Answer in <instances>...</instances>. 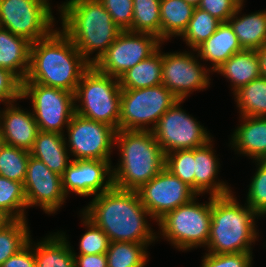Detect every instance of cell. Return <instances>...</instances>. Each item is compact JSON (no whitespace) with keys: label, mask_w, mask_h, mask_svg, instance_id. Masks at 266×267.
<instances>
[{"label":"cell","mask_w":266,"mask_h":267,"mask_svg":"<svg viewBox=\"0 0 266 267\" xmlns=\"http://www.w3.org/2000/svg\"><path fill=\"white\" fill-rule=\"evenodd\" d=\"M184 100L174 103L158 120L152 133L164 154L205 145L212 138L196 118L180 106Z\"/></svg>","instance_id":"cell-11"},{"label":"cell","mask_w":266,"mask_h":267,"mask_svg":"<svg viewBox=\"0 0 266 267\" xmlns=\"http://www.w3.org/2000/svg\"><path fill=\"white\" fill-rule=\"evenodd\" d=\"M107 235L110 242L153 243L157 232L146 219L150 213L137 191L112 186L96 195L81 211Z\"/></svg>","instance_id":"cell-1"},{"label":"cell","mask_w":266,"mask_h":267,"mask_svg":"<svg viewBox=\"0 0 266 267\" xmlns=\"http://www.w3.org/2000/svg\"><path fill=\"white\" fill-rule=\"evenodd\" d=\"M66 130L72 160H111L117 132L114 127L74 113Z\"/></svg>","instance_id":"cell-13"},{"label":"cell","mask_w":266,"mask_h":267,"mask_svg":"<svg viewBox=\"0 0 266 267\" xmlns=\"http://www.w3.org/2000/svg\"><path fill=\"white\" fill-rule=\"evenodd\" d=\"M29 243L19 252L9 257L0 267H36L34 256V241Z\"/></svg>","instance_id":"cell-43"},{"label":"cell","mask_w":266,"mask_h":267,"mask_svg":"<svg viewBox=\"0 0 266 267\" xmlns=\"http://www.w3.org/2000/svg\"><path fill=\"white\" fill-rule=\"evenodd\" d=\"M211 142L213 143V139L195 148L194 191L198 195L207 192L214 197L224 196L232 193V189L224 181H217L220 163Z\"/></svg>","instance_id":"cell-19"},{"label":"cell","mask_w":266,"mask_h":267,"mask_svg":"<svg viewBox=\"0 0 266 267\" xmlns=\"http://www.w3.org/2000/svg\"><path fill=\"white\" fill-rule=\"evenodd\" d=\"M27 208L23 183L0 176V210L13 220H27Z\"/></svg>","instance_id":"cell-32"},{"label":"cell","mask_w":266,"mask_h":267,"mask_svg":"<svg viewBox=\"0 0 266 267\" xmlns=\"http://www.w3.org/2000/svg\"><path fill=\"white\" fill-rule=\"evenodd\" d=\"M256 53L259 61L260 74L266 79V44L257 49Z\"/></svg>","instance_id":"cell-45"},{"label":"cell","mask_w":266,"mask_h":267,"mask_svg":"<svg viewBox=\"0 0 266 267\" xmlns=\"http://www.w3.org/2000/svg\"><path fill=\"white\" fill-rule=\"evenodd\" d=\"M240 4H244V0H237Z\"/></svg>","instance_id":"cell-49"},{"label":"cell","mask_w":266,"mask_h":267,"mask_svg":"<svg viewBox=\"0 0 266 267\" xmlns=\"http://www.w3.org/2000/svg\"><path fill=\"white\" fill-rule=\"evenodd\" d=\"M115 146L121 156L112 166L113 186L118 189L137 191L165 167V154L152 131L118 130Z\"/></svg>","instance_id":"cell-4"},{"label":"cell","mask_w":266,"mask_h":267,"mask_svg":"<svg viewBox=\"0 0 266 267\" xmlns=\"http://www.w3.org/2000/svg\"><path fill=\"white\" fill-rule=\"evenodd\" d=\"M233 194L211 196L207 253H253L252 245L259 237L255 219L260 216L246 203L241 205Z\"/></svg>","instance_id":"cell-5"},{"label":"cell","mask_w":266,"mask_h":267,"mask_svg":"<svg viewBox=\"0 0 266 267\" xmlns=\"http://www.w3.org/2000/svg\"><path fill=\"white\" fill-rule=\"evenodd\" d=\"M163 52L159 49L122 74L118 80L121 90L154 87L162 84Z\"/></svg>","instance_id":"cell-27"},{"label":"cell","mask_w":266,"mask_h":267,"mask_svg":"<svg viewBox=\"0 0 266 267\" xmlns=\"http://www.w3.org/2000/svg\"><path fill=\"white\" fill-rule=\"evenodd\" d=\"M242 7L239 4L228 22L242 49L257 50L266 44V10L238 16Z\"/></svg>","instance_id":"cell-24"},{"label":"cell","mask_w":266,"mask_h":267,"mask_svg":"<svg viewBox=\"0 0 266 267\" xmlns=\"http://www.w3.org/2000/svg\"><path fill=\"white\" fill-rule=\"evenodd\" d=\"M152 243L110 242L106 251L108 267H145L147 248Z\"/></svg>","instance_id":"cell-30"},{"label":"cell","mask_w":266,"mask_h":267,"mask_svg":"<svg viewBox=\"0 0 266 267\" xmlns=\"http://www.w3.org/2000/svg\"><path fill=\"white\" fill-rule=\"evenodd\" d=\"M137 193L141 203L156 222L198 195L165 167L148 183L143 184Z\"/></svg>","instance_id":"cell-14"},{"label":"cell","mask_w":266,"mask_h":267,"mask_svg":"<svg viewBox=\"0 0 266 267\" xmlns=\"http://www.w3.org/2000/svg\"><path fill=\"white\" fill-rule=\"evenodd\" d=\"M29 230L27 220H12L0 230V266L29 243Z\"/></svg>","instance_id":"cell-34"},{"label":"cell","mask_w":266,"mask_h":267,"mask_svg":"<svg viewBox=\"0 0 266 267\" xmlns=\"http://www.w3.org/2000/svg\"><path fill=\"white\" fill-rule=\"evenodd\" d=\"M214 72L220 73L230 81L234 94L241 87L261 76L256 50L243 49L232 55Z\"/></svg>","instance_id":"cell-26"},{"label":"cell","mask_w":266,"mask_h":267,"mask_svg":"<svg viewBox=\"0 0 266 267\" xmlns=\"http://www.w3.org/2000/svg\"><path fill=\"white\" fill-rule=\"evenodd\" d=\"M1 115H2V111H0V133H1Z\"/></svg>","instance_id":"cell-48"},{"label":"cell","mask_w":266,"mask_h":267,"mask_svg":"<svg viewBox=\"0 0 266 267\" xmlns=\"http://www.w3.org/2000/svg\"><path fill=\"white\" fill-rule=\"evenodd\" d=\"M90 66L71 39L57 28L48 37L31 43L29 70L21 83H38L75 93L82 74Z\"/></svg>","instance_id":"cell-2"},{"label":"cell","mask_w":266,"mask_h":267,"mask_svg":"<svg viewBox=\"0 0 266 267\" xmlns=\"http://www.w3.org/2000/svg\"><path fill=\"white\" fill-rule=\"evenodd\" d=\"M198 196L168 212L157 222L160 236L178 250L188 251L198 246L206 247L208 244L211 228V196L206 203L196 202Z\"/></svg>","instance_id":"cell-7"},{"label":"cell","mask_w":266,"mask_h":267,"mask_svg":"<svg viewBox=\"0 0 266 267\" xmlns=\"http://www.w3.org/2000/svg\"><path fill=\"white\" fill-rule=\"evenodd\" d=\"M195 7L184 0L160 1V40L179 37L186 30Z\"/></svg>","instance_id":"cell-28"},{"label":"cell","mask_w":266,"mask_h":267,"mask_svg":"<svg viewBox=\"0 0 266 267\" xmlns=\"http://www.w3.org/2000/svg\"><path fill=\"white\" fill-rule=\"evenodd\" d=\"M30 46L26 38L0 28V68L9 70L23 82L29 70Z\"/></svg>","instance_id":"cell-22"},{"label":"cell","mask_w":266,"mask_h":267,"mask_svg":"<svg viewBox=\"0 0 266 267\" xmlns=\"http://www.w3.org/2000/svg\"><path fill=\"white\" fill-rule=\"evenodd\" d=\"M177 101L163 84L121 90L119 130L152 131L161 116Z\"/></svg>","instance_id":"cell-8"},{"label":"cell","mask_w":266,"mask_h":267,"mask_svg":"<svg viewBox=\"0 0 266 267\" xmlns=\"http://www.w3.org/2000/svg\"><path fill=\"white\" fill-rule=\"evenodd\" d=\"M2 144V137H1V133H0V145Z\"/></svg>","instance_id":"cell-50"},{"label":"cell","mask_w":266,"mask_h":267,"mask_svg":"<svg viewBox=\"0 0 266 267\" xmlns=\"http://www.w3.org/2000/svg\"><path fill=\"white\" fill-rule=\"evenodd\" d=\"M120 100L118 78L103 74L91 65L82 74L74 93L75 113L108 124L118 131Z\"/></svg>","instance_id":"cell-6"},{"label":"cell","mask_w":266,"mask_h":267,"mask_svg":"<svg viewBox=\"0 0 266 267\" xmlns=\"http://www.w3.org/2000/svg\"><path fill=\"white\" fill-rule=\"evenodd\" d=\"M75 267H108L107 258L105 254H79L74 252Z\"/></svg>","instance_id":"cell-44"},{"label":"cell","mask_w":266,"mask_h":267,"mask_svg":"<svg viewBox=\"0 0 266 267\" xmlns=\"http://www.w3.org/2000/svg\"><path fill=\"white\" fill-rule=\"evenodd\" d=\"M239 4L237 0H202L198 8L208 12L220 22H228Z\"/></svg>","instance_id":"cell-42"},{"label":"cell","mask_w":266,"mask_h":267,"mask_svg":"<svg viewBox=\"0 0 266 267\" xmlns=\"http://www.w3.org/2000/svg\"><path fill=\"white\" fill-rule=\"evenodd\" d=\"M240 116L266 117V79L252 80L234 93Z\"/></svg>","instance_id":"cell-29"},{"label":"cell","mask_w":266,"mask_h":267,"mask_svg":"<svg viewBox=\"0 0 266 267\" xmlns=\"http://www.w3.org/2000/svg\"><path fill=\"white\" fill-rule=\"evenodd\" d=\"M65 136L39 131L30 151L31 156L41 160L51 171L61 176L72 161Z\"/></svg>","instance_id":"cell-23"},{"label":"cell","mask_w":266,"mask_h":267,"mask_svg":"<svg viewBox=\"0 0 266 267\" xmlns=\"http://www.w3.org/2000/svg\"><path fill=\"white\" fill-rule=\"evenodd\" d=\"M194 54L187 51L163 53L162 84L178 100H186L192 92L203 91L210 85L211 70L201 65L198 54L197 57Z\"/></svg>","instance_id":"cell-15"},{"label":"cell","mask_w":266,"mask_h":267,"mask_svg":"<svg viewBox=\"0 0 266 267\" xmlns=\"http://www.w3.org/2000/svg\"><path fill=\"white\" fill-rule=\"evenodd\" d=\"M49 0H0V28L33 43L55 29Z\"/></svg>","instance_id":"cell-9"},{"label":"cell","mask_w":266,"mask_h":267,"mask_svg":"<svg viewBox=\"0 0 266 267\" xmlns=\"http://www.w3.org/2000/svg\"><path fill=\"white\" fill-rule=\"evenodd\" d=\"M83 226L87 231L81 235L79 242V254H105L109 249L110 240L107 235L88 219L82 212L80 213Z\"/></svg>","instance_id":"cell-38"},{"label":"cell","mask_w":266,"mask_h":267,"mask_svg":"<svg viewBox=\"0 0 266 267\" xmlns=\"http://www.w3.org/2000/svg\"><path fill=\"white\" fill-rule=\"evenodd\" d=\"M257 170L249 184L246 204L260 217L266 215V160L253 161Z\"/></svg>","instance_id":"cell-37"},{"label":"cell","mask_w":266,"mask_h":267,"mask_svg":"<svg viewBox=\"0 0 266 267\" xmlns=\"http://www.w3.org/2000/svg\"><path fill=\"white\" fill-rule=\"evenodd\" d=\"M162 43L157 36L150 33L121 31L93 66L103 74L119 78L131 67L149 58Z\"/></svg>","instance_id":"cell-12"},{"label":"cell","mask_w":266,"mask_h":267,"mask_svg":"<svg viewBox=\"0 0 266 267\" xmlns=\"http://www.w3.org/2000/svg\"><path fill=\"white\" fill-rule=\"evenodd\" d=\"M113 22L122 30H129L133 20V0H100Z\"/></svg>","instance_id":"cell-40"},{"label":"cell","mask_w":266,"mask_h":267,"mask_svg":"<svg viewBox=\"0 0 266 267\" xmlns=\"http://www.w3.org/2000/svg\"><path fill=\"white\" fill-rule=\"evenodd\" d=\"M62 31L93 65L122 31L100 0H67L58 7ZM97 53L91 58L93 53Z\"/></svg>","instance_id":"cell-3"},{"label":"cell","mask_w":266,"mask_h":267,"mask_svg":"<svg viewBox=\"0 0 266 267\" xmlns=\"http://www.w3.org/2000/svg\"><path fill=\"white\" fill-rule=\"evenodd\" d=\"M184 1L193 5L194 7H198L201 4L202 0H184Z\"/></svg>","instance_id":"cell-47"},{"label":"cell","mask_w":266,"mask_h":267,"mask_svg":"<svg viewBox=\"0 0 266 267\" xmlns=\"http://www.w3.org/2000/svg\"><path fill=\"white\" fill-rule=\"evenodd\" d=\"M30 152L2 143L0 145V176L24 183Z\"/></svg>","instance_id":"cell-35"},{"label":"cell","mask_w":266,"mask_h":267,"mask_svg":"<svg viewBox=\"0 0 266 267\" xmlns=\"http://www.w3.org/2000/svg\"><path fill=\"white\" fill-rule=\"evenodd\" d=\"M6 105L1 115L2 143L30 152L39 132L33 113L17 107L15 102Z\"/></svg>","instance_id":"cell-18"},{"label":"cell","mask_w":266,"mask_h":267,"mask_svg":"<svg viewBox=\"0 0 266 267\" xmlns=\"http://www.w3.org/2000/svg\"><path fill=\"white\" fill-rule=\"evenodd\" d=\"M21 99V81L9 70L0 68V103H13Z\"/></svg>","instance_id":"cell-41"},{"label":"cell","mask_w":266,"mask_h":267,"mask_svg":"<svg viewBox=\"0 0 266 267\" xmlns=\"http://www.w3.org/2000/svg\"><path fill=\"white\" fill-rule=\"evenodd\" d=\"M221 22L206 11L195 7L186 30L180 36L194 52L217 29Z\"/></svg>","instance_id":"cell-31"},{"label":"cell","mask_w":266,"mask_h":267,"mask_svg":"<svg viewBox=\"0 0 266 267\" xmlns=\"http://www.w3.org/2000/svg\"><path fill=\"white\" fill-rule=\"evenodd\" d=\"M160 1L133 0L131 32L150 33L160 39Z\"/></svg>","instance_id":"cell-33"},{"label":"cell","mask_w":266,"mask_h":267,"mask_svg":"<svg viewBox=\"0 0 266 267\" xmlns=\"http://www.w3.org/2000/svg\"><path fill=\"white\" fill-rule=\"evenodd\" d=\"M36 244V267H75V256L64 232L52 233Z\"/></svg>","instance_id":"cell-25"},{"label":"cell","mask_w":266,"mask_h":267,"mask_svg":"<svg viewBox=\"0 0 266 267\" xmlns=\"http://www.w3.org/2000/svg\"><path fill=\"white\" fill-rule=\"evenodd\" d=\"M195 148L177 150L165 155V168L194 190Z\"/></svg>","instance_id":"cell-36"},{"label":"cell","mask_w":266,"mask_h":267,"mask_svg":"<svg viewBox=\"0 0 266 267\" xmlns=\"http://www.w3.org/2000/svg\"><path fill=\"white\" fill-rule=\"evenodd\" d=\"M23 187L27 206H39L48 215L55 214L67 199L62 188V176L31 155Z\"/></svg>","instance_id":"cell-16"},{"label":"cell","mask_w":266,"mask_h":267,"mask_svg":"<svg viewBox=\"0 0 266 267\" xmlns=\"http://www.w3.org/2000/svg\"><path fill=\"white\" fill-rule=\"evenodd\" d=\"M252 253H205L201 267H252Z\"/></svg>","instance_id":"cell-39"},{"label":"cell","mask_w":266,"mask_h":267,"mask_svg":"<svg viewBox=\"0 0 266 267\" xmlns=\"http://www.w3.org/2000/svg\"><path fill=\"white\" fill-rule=\"evenodd\" d=\"M112 186L111 160H72L62 175L67 197L71 192L83 197L96 196Z\"/></svg>","instance_id":"cell-17"},{"label":"cell","mask_w":266,"mask_h":267,"mask_svg":"<svg viewBox=\"0 0 266 267\" xmlns=\"http://www.w3.org/2000/svg\"><path fill=\"white\" fill-rule=\"evenodd\" d=\"M242 50L229 22H221L216 31L195 52L201 60L211 62L209 68L214 72L232 55Z\"/></svg>","instance_id":"cell-21"},{"label":"cell","mask_w":266,"mask_h":267,"mask_svg":"<svg viewBox=\"0 0 266 267\" xmlns=\"http://www.w3.org/2000/svg\"><path fill=\"white\" fill-rule=\"evenodd\" d=\"M31 99L39 131L64 134L75 113L74 93L40 85L21 83V99Z\"/></svg>","instance_id":"cell-10"},{"label":"cell","mask_w":266,"mask_h":267,"mask_svg":"<svg viewBox=\"0 0 266 267\" xmlns=\"http://www.w3.org/2000/svg\"><path fill=\"white\" fill-rule=\"evenodd\" d=\"M240 118L242 123L231 136V148L252 160L265 161L266 117L240 116Z\"/></svg>","instance_id":"cell-20"},{"label":"cell","mask_w":266,"mask_h":267,"mask_svg":"<svg viewBox=\"0 0 266 267\" xmlns=\"http://www.w3.org/2000/svg\"><path fill=\"white\" fill-rule=\"evenodd\" d=\"M13 219L6 214L3 210H0V230L7 226Z\"/></svg>","instance_id":"cell-46"}]
</instances>
